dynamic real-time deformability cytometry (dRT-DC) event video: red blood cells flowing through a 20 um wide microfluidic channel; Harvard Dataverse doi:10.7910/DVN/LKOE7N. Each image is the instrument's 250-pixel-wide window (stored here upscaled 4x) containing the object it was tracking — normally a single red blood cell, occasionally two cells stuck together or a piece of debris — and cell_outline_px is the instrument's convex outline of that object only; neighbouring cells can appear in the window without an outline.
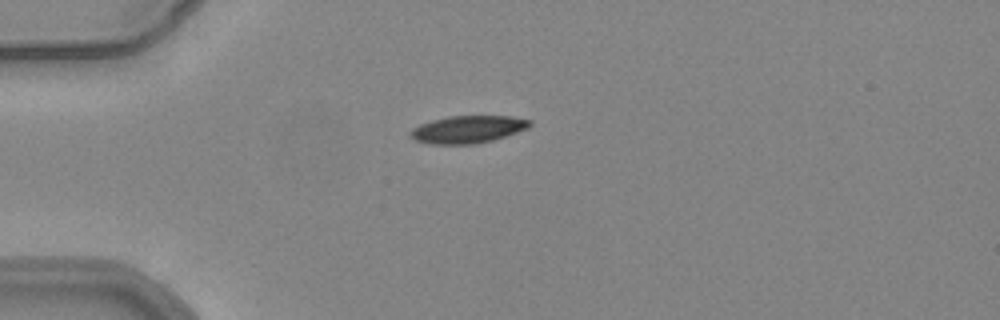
{"species": "common noctule bat (a hibernating species)", "species_latin": "Nyctalus noctula", "temperature_condition": "warm", "stored_images_in_passage": 33, "camera_frame_rate_fps": 3000, "um_per_image_px": 0.085, "animal": {"sex": "female", "body_mass_g": 24.6, "forearm_length_mm": 56.2}, "frame": {"image": 1, "passage_image": 1, "time_ms": 0.0, "image_size_px": [1000, 320], "cell_outline_px": [[532, 124], [528, 128], [492, 140], [476, 144], [432, 144], [416, 140], [408, 132], [412, 128], [420, 124], [432, 120], [448, 116], [512, 116], [532, 120]], "centroid_in_image_um": [39.77, 10.99], "position_along_channel_um": 45.2, "area_um2": 19.02}}
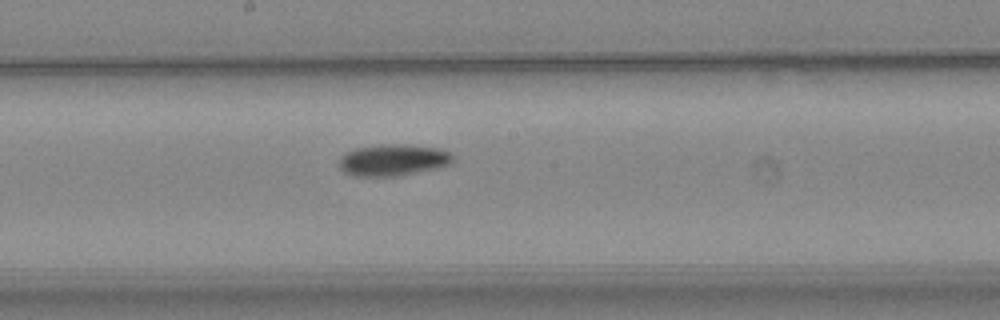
{"frame": {"image": 2, "passage_image": 16, "time_ms": 5.0, "image_size_px": [1000, 320], "cell_outline_px": [[456, 160], [452, 164], [440, 168], [396, 176], [352, 176], [344, 172], [340, 168], [340, 156], [356, 148], [384, 144], [404, 144], [436, 148], [452, 152], [456, 156]], "centroid_in_image_um": [33.49, 13.61], "position_along_channel_um": 214.7, "area_um2": 21.21}}
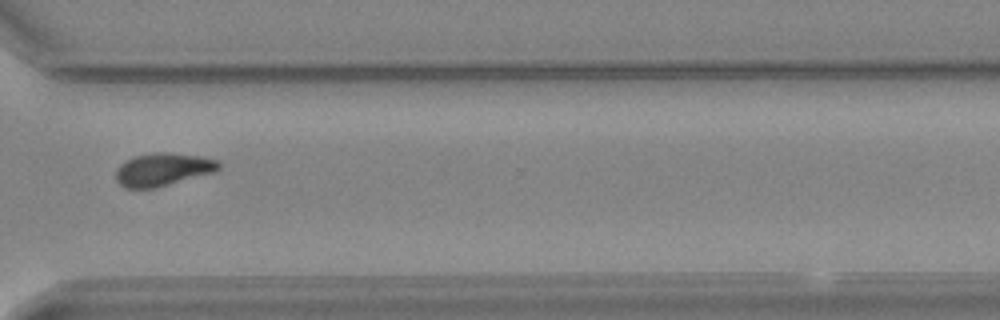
{"frame": {"image": 3, "passage_image": 27, "time_ms": 8.667, "image_size_px": [1000, 320], "cell_outline_px": [[220, 168], [212, 172], [156, 188], [124, 188], [116, 180], [116, 168], [124, 160], [136, 156], [152, 152], [168, 152], [200, 156], [220, 160]], "centroid_in_image_um": [13.82, 14.39], "position_along_channel_um": 356.8, "area_um2": 19.77}, "authors_computed_cell_mechanics": {"area_um2": 19.9988, "velocity_mm_per_s": 3.8933, "shape_relaxation_time_tau1_ms": 7.6129, "shape_relaxation_time_tau2_ms": null, "deformation_change_tau1": 0.1935, "deformation_change_tau2": null}}